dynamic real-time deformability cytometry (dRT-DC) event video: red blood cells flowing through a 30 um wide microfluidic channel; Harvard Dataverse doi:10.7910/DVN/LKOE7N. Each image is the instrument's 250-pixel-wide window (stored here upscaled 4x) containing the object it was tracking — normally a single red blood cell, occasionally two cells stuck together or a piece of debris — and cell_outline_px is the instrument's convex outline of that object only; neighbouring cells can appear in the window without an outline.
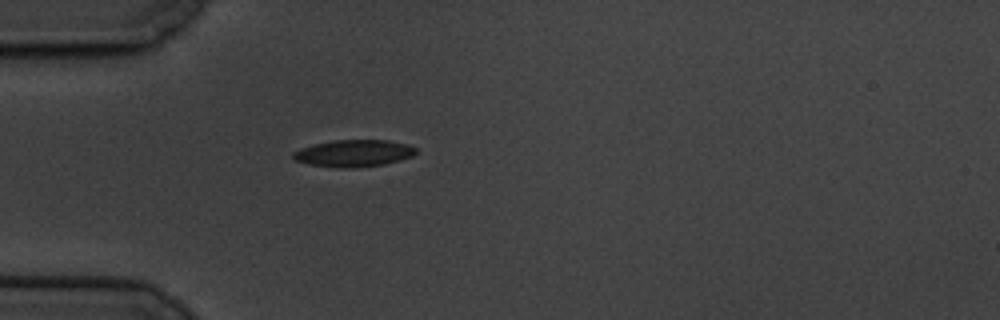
{"species": "common noctule bat (a hibernating species)", "species_latin": "Nyctalus noctula", "temperature_condition": "cold", "stored_images_in_passage": 43, "camera_frame_rate_fps": 3000, "um_per_image_px": 0.085, "animal": {"sex": "male", "body_mass_g": 19.5, "forearm_length_mm": 54.6}, "frame": {"image": 1, "passage_image": 1, "time_ms": 0.0, "image_size_px": [1000, 320], "cell_outline_px": [[416, 152], [412, 156], [400, 160], [384, 164], [356, 168], [340, 168], [308, 164], [296, 160], [292, 156], [292, 152], [300, 148], [312, 144], [336, 140], [388, 140], [408, 144], [416, 148]], "centroid_in_image_um": [30.06, 13.03], "position_along_channel_um": 54.9, "area_um2": 19.36}}
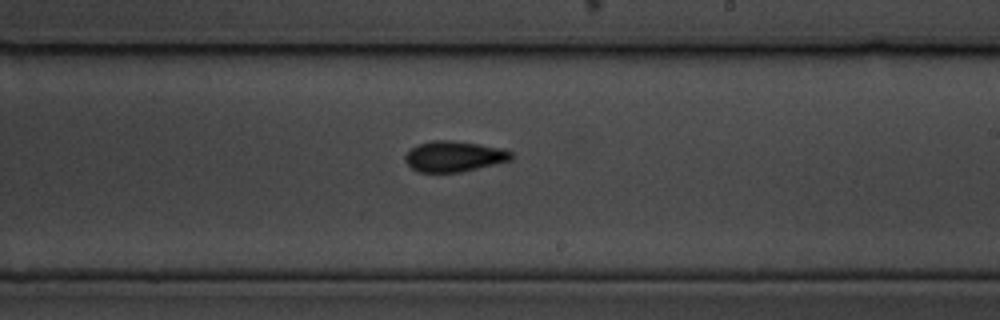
{"frame": {"image": 2, "passage_image": 19, "time_ms": 6.0, "image_size_px": [1000, 320], "cell_outline_px": [[512, 160], [460, 172], [416, 172], [404, 160], [404, 156], [416, 144], [432, 140], [452, 140], [500, 148], [512, 152]], "centroid_in_image_um": [38.55, 13.29], "position_along_channel_um": 250.4, "area_um2": 18.84}}
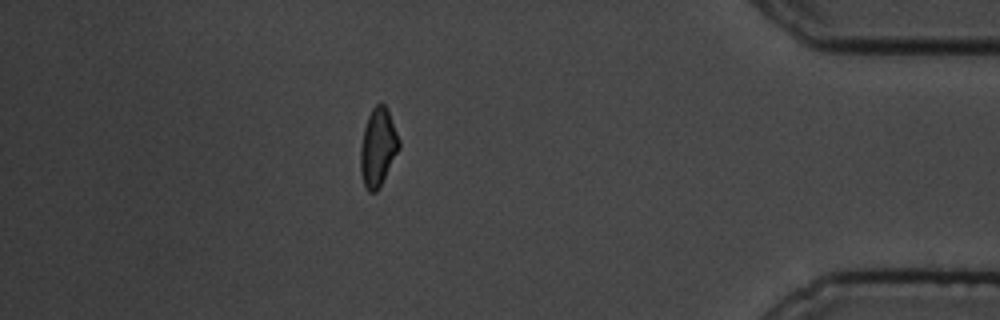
{"frame": {"image": 3, "passage_image": 36, "time_ms": 11.667, "image_size_px": [1000, 320], "cell_outline_px": [[400, 148], [380, 188], [376, 192], [368, 192], [364, 188], [360, 172], [360, 148], [364, 128], [368, 116], [372, 108], [380, 100], [388, 108], [400, 140]], "centroid_in_image_um": [32.13, 12.53], "position_along_channel_um": 403.1, "area_um2": 18.03}, "authors_computed_cell_mechanics": {"area_um2": 18.207, "velocity_mm_per_s": 3.3916, "shape_relaxation_time_tau1_ms": 3.8961, "shape_relaxation_time_tau2_ms": 4.6347, "deformation_change_tau1": 0.1283, "deformation_change_tau2": 0.097}}